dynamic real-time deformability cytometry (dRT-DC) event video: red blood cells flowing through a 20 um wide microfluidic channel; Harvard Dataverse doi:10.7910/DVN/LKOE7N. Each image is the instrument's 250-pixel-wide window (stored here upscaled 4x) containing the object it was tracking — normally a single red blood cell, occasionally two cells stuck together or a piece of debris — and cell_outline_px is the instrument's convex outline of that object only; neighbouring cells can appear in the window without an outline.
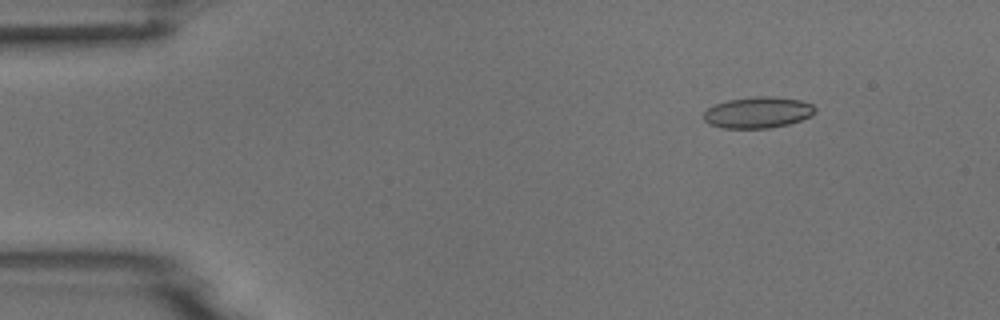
{"species": "common noctule bat (a hibernating species)", "species_latin": "Nyctalus noctula", "temperature_condition": "room temperature", "stored_images_in_passage": 8, "camera_frame_rate_fps": 3000, "um_per_image_px": 0.085, "animal": {"sex": "male", "body_mass_g": 18.8}, "frame": {"image": 1, "passage_image": 1, "time_ms": 0.0, "image_size_px": [1000, 320], "cell_outline_px": [[816, 112], [812, 116], [788, 124], [768, 128], [724, 128], [708, 124], [704, 120], [704, 112], [708, 108], [716, 104], [728, 100], [752, 96], [772, 96], [800, 100], [812, 104], [816, 108]], "centroid_in_image_um": [64.43, 9.55], "position_along_channel_um": 20.6, "area_um2": 20.35}}
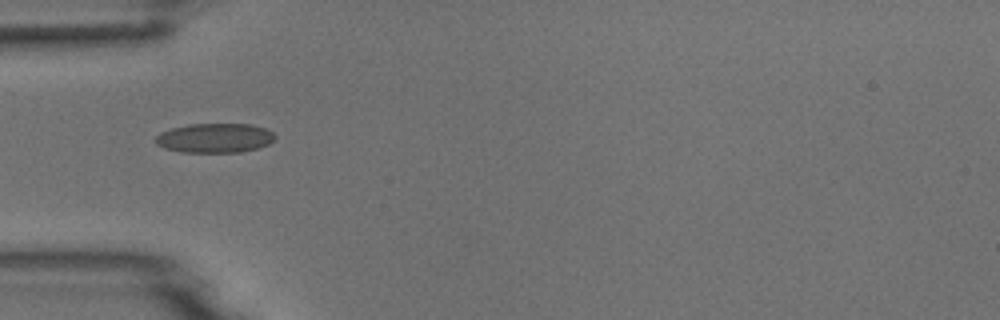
{"frame": {"image": 2, "passage_image": 4, "time_ms": 3.333, "image_size_px": [1000, 320], "cell_outline_px": [[276, 136], [268, 144], [256, 148], [240, 152], [180, 152], [164, 148], [156, 144], [156, 136], [160, 132], [172, 128], [188, 124], [252, 124], [264, 128], [272, 132]], "centroid_in_image_um": [18.23, 11.73], "position_along_channel_um": 66.8, "area_um2": 20.4}}
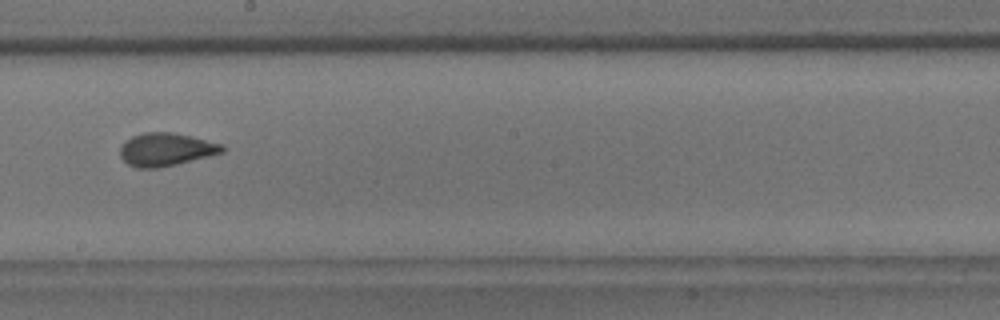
{"frame": {"image": 3, "passage_image": 8, "time_ms": 7.667, "image_size_px": [1000, 320], "cell_outline_px": [[224, 152], [176, 164], [156, 168], [136, 168], [128, 164], [120, 156], [120, 144], [132, 136], [144, 132], [172, 132], [192, 136], [224, 144]], "centroid_in_image_um": [14.09, 12.69], "position_along_channel_um": 234.1, "area_um2": 19.71}}